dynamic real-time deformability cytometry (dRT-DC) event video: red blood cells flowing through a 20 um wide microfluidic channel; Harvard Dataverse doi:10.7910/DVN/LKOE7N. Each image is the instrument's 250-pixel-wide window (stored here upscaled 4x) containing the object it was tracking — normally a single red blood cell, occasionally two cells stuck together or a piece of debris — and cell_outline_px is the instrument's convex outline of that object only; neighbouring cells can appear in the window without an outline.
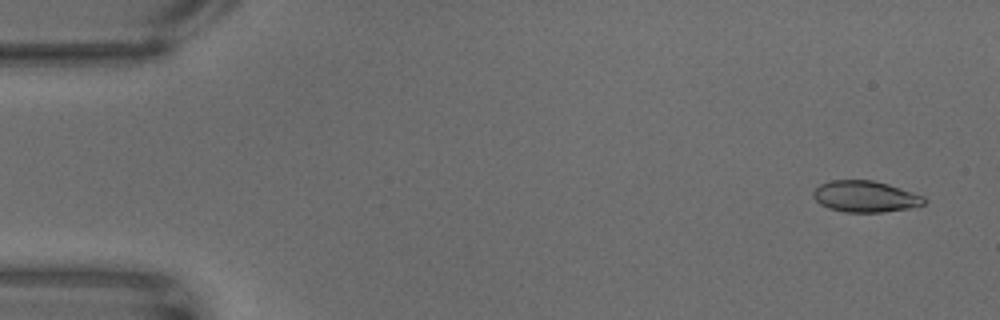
{"species": "common noctule bat (a hibernating species)", "species_latin": "Nyctalus noctula", "temperature_condition": "warm", "stored_images_in_passage": 63, "camera_frame_rate_fps": 3000, "um_per_image_px": 0.085, "animal": {"sex": "male", "body_mass_g": 18.8}, "frame": {"image": 1, "passage_image": 3, "time_ms": 0.667, "image_size_px": [1000, 320], "cell_outline_px": [[924, 204], [908, 208], [884, 212], [844, 212], [828, 208], [820, 204], [812, 196], [812, 192], [820, 184], [828, 180], [872, 180], [888, 184], [924, 196]], "centroid_in_image_um": [73.5, 16.7], "position_along_channel_um": 11.5, "area_um2": 20.17}}
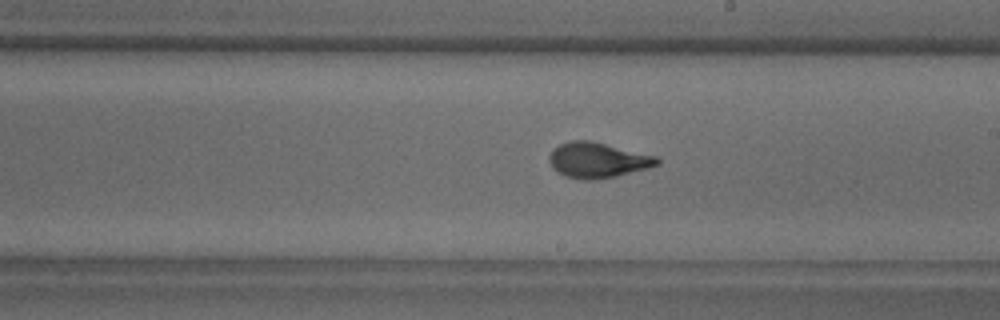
{"frame": {"image": 2, "passage_image": 36, "time_ms": 11.667, "image_size_px": [1000, 320], "cell_outline_px": [[660, 164], [648, 168], [616, 176], [592, 180], [584, 180], [564, 176], [556, 172], [552, 168], [548, 160], [548, 156], [552, 148], [560, 144], [572, 140], [588, 140], [656, 156], [660, 160]], "centroid_in_image_um": [50.75, 13.62], "position_along_channel_um": 238.3, "area_um2": 22.25}}
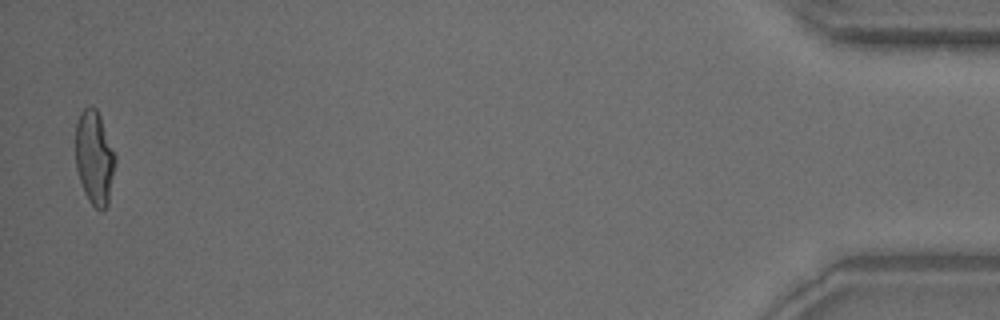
{"frame": {"image": 3, "passage_image": 62, "time_ms": 20.333, "image_size_px": [1000, 320], "cell_outline_px": [[116, 160], [108, 204], [104, 212], [100, 212], [88, 200], [84, 192], [76, 168], [76, 124], [80, 112], [88, 104], [96, 108], [100, 116], [116, 156]], "centroid_in_image_um": [8.03, 13.42], "position_along_channel_um": 427.2, "area_um2": 21.85}}